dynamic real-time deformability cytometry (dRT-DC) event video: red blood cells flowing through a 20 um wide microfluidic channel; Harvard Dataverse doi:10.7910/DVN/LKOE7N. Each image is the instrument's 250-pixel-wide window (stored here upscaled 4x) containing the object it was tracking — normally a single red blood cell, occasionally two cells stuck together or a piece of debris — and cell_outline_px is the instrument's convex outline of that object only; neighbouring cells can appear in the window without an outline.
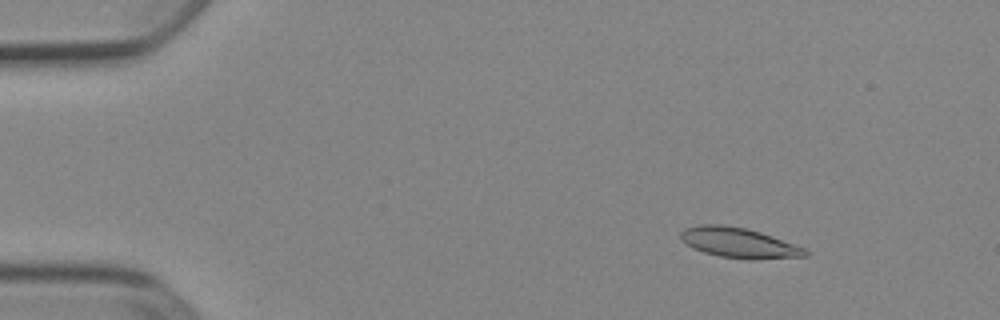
{"species": "Egyptian fruit bat (a non-hibernating species)", "species_latin": "Rousettus aegyptiacus", "temperature_condition": "cold", "stored_images_in_passage": 51, "camera_frame_rate_fps": 3000, "um_per_image_px": 0.085, "animal": {"sex": "female"}, "frame": {"image": 1, "passage_image": 6, "time_ms": 1.667, "image_size_px": [1000, 320], "cell_outline_px": [[808, 256], [756, 260], [748, 260], [720, 256], [704, 252], [692, 248], [680, 240], [680, 232], [684, 228], [700, 224], [724, 224], [744, 228], [760, 232], [772, 236], [804, 248], [808, 252]], "centroid_in_image_um": [62.77, 20.64], "position_along_channel_um": 22.2, "area_um2": 22.02}}
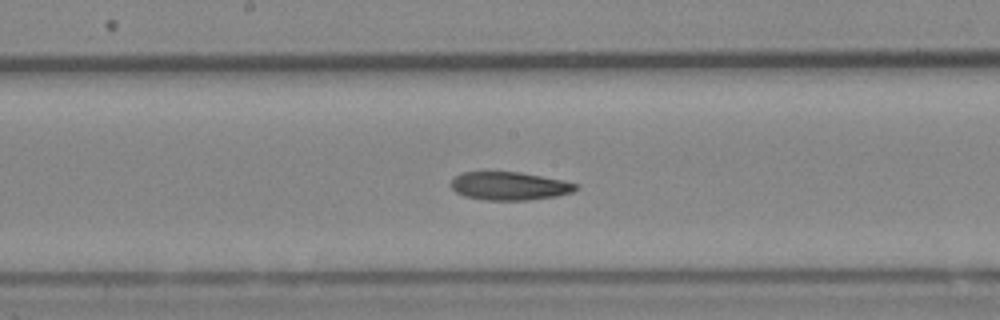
{"frame": {"image": 2, "passage_image": 27, "time_ms": 8.667, "image_size_px": [1000, 320], "cell_outline_px": [[580, 188], [572, 192], [556, 196], [528, 200], [484, 200], [464, 196], [456, 192], [452, 188], [452, 180], [456, 176], [464, 172], [520, 172], [560, 180], [576, 184]], "centroid_in_image_um": [43.3, 15.82], "position_along_channel_um": 204.9, "area_um2": 20.29}}
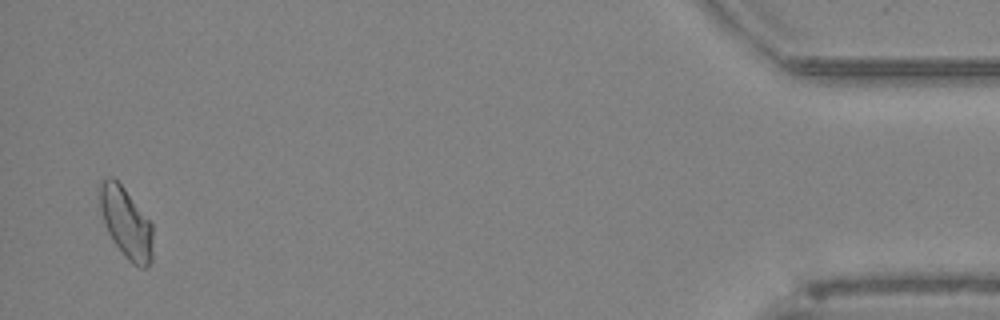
{"frame": {"image": 3, "passage_image": 50, "time_ms": 16.333, "image_size_px": [1000, 320], "cell_outline_px": [[152, 260], [148, 268], [140, 268], [132, 264], [128, 260], [112, 240], [104, 224], [100, 212], [100, 184], [108, 176], [112, 176], [124, 188], [152, 224]], "centroid_in_image_um": [10.72, 18.98], "position_along_channel_um": 424.5, "area_um2": 21.73}, "authors_computed_cell_mechanics": {"area_um2": 21.2704, "velocity_mm_per_s": 3.89, "shape_relaxation_time_tau1_ms": 3.1052, "shape_relaxation_time_tau2_ms": 6.1839, "deformation_change_tau1": 0.1221, "deformation_change_tau2": 0.1363}}